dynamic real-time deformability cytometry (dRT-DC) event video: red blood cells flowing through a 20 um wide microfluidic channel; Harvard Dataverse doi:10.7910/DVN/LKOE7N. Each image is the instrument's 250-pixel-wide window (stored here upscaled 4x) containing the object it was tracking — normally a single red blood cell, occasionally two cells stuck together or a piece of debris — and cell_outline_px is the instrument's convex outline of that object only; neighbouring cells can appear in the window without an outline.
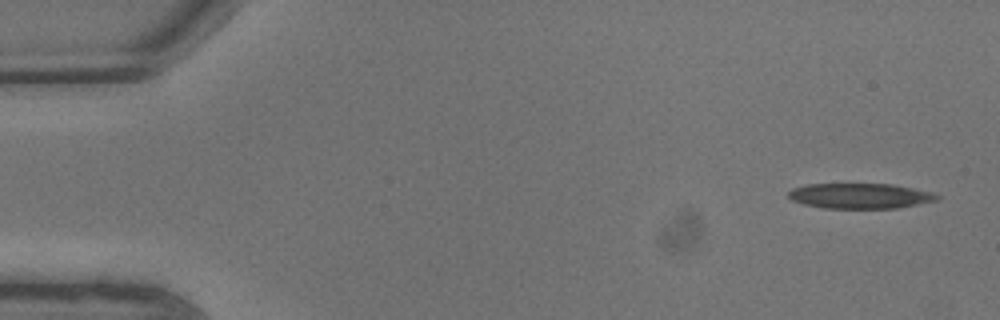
{"species": "common noctule bat (a hibernating species)", "species_latin": "Nyctalus noctula", "temperature_condition": "warm", "stored_images_in_passage": 7, "camera_frame_rate_fps": 3000, "um_per_image_px": 0.085, "animal": {"sex": "male", "body_mass_g": 13.3}, "frame": {"image": 1, "passage_image": 1, "time_ms": 0.0, "image_size_px": [1000, 320], "cell_outline_px": [[940, 200], [896, 208], [824, 208], [804, 204], [792, 200], [788, 196], [788, 192], [792, 188], [808, 184], [892, 184], [932, 192], [940, 196]], "centroid_in_image_um": [73.12, 16.65], "position_along_channel_um": 11.9, "area_um2": 21.85}}
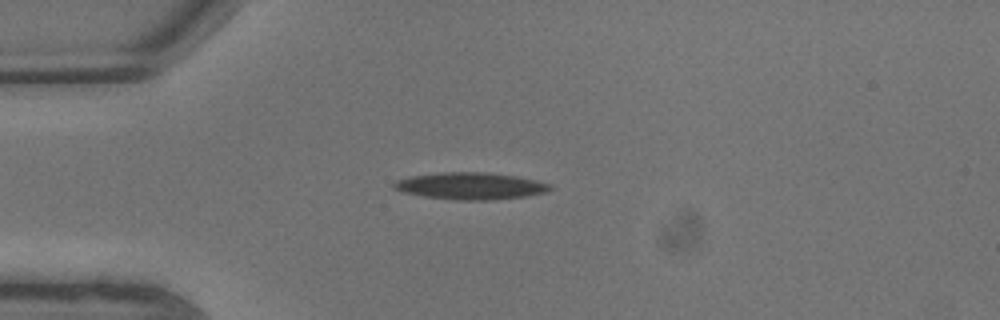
{"frame": {"image": 2, "passage_image": 5, "time_ms": 1.333, "image_size_px": [1000, 320], "cell_outline_px": [[552, 188], [548, 192], [528, 196], [488, 200], [460, 200], [424, 196], [404, 192], [392, 188], [392, 184], [396, 180], [408, 176], [440, 172], [488, 172], [516, 176], [536, 180], [548, 184]], "centroid_in_image_um": [39.98, 15.8], "position_along_channel_um": 45.0, "area_um2": 24.57}}
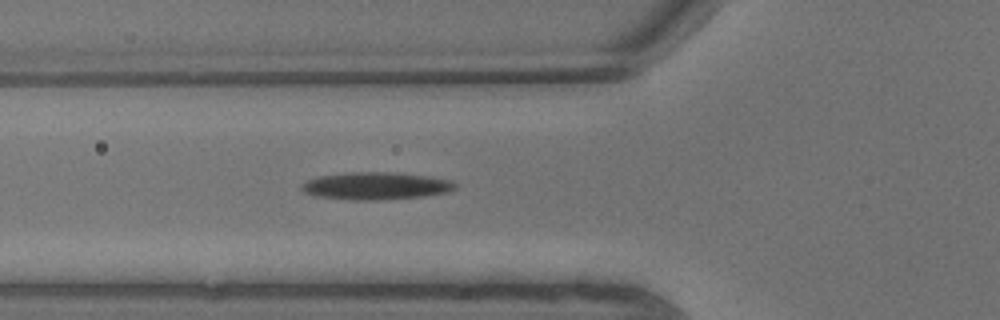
{"frame": {"image": 3, "passage_image": 7, "time_ms": 2.0, "image_size_px": [1000, 320], "cell_outline_px": [[456, 188], [448, 192], [420, 196], [380, 200], [352, 200], [312, 196], [304, 192], [300, 188], [308, 180], [320, 176], [348, 172], [396, 172], [428, 176], [452, 180], [456, 184]], "centroid_in_image_um": [31.94, 15.8], "position_along_channel_um": 93.9, "area_um2": 24.57}}